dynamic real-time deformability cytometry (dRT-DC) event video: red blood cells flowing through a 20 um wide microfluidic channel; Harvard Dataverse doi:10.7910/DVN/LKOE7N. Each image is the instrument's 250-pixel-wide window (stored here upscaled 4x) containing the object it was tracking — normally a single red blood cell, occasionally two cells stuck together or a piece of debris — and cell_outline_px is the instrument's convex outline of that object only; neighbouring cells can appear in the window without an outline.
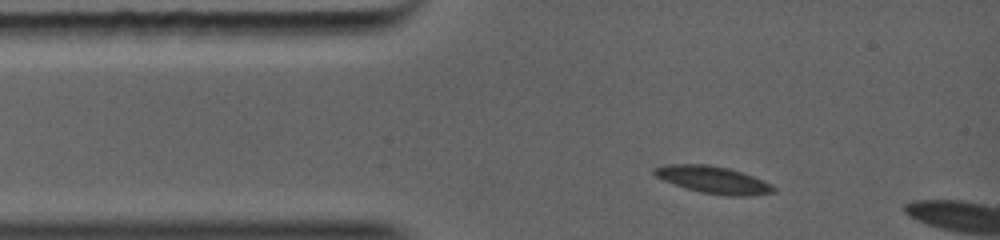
{"species": "common noctule bat (a hibernating species)", "species_latin": "Nyctalus noctula", "temperature_condition": "warm", "stored_images_in_passage": 6, "camera_frame_rate_fps": 5000, "um_per_image_px": 0.085, "animal": {"sex": "female", "body_mass_g": 19.0, "forearm_length_mm": 56.7}, "frame": {"image": 1, "passage_image": 4, "time_ms": 1.0, "image_size_px": [1000, 240], "cell_outline_px": [[776, 192], [752, 196], [728, 196], [700, 192], [664, 180], [656, 176], [652, 172], [652, 168], [664, 164], [708, 164], [728, 168], [744, 172], [764, 180], [772, 184], [776, 188]], "centroid_in_image_um": [60.67, 15.28], "position_along_channel_um": 24.3, "area_um2": 19.07}}